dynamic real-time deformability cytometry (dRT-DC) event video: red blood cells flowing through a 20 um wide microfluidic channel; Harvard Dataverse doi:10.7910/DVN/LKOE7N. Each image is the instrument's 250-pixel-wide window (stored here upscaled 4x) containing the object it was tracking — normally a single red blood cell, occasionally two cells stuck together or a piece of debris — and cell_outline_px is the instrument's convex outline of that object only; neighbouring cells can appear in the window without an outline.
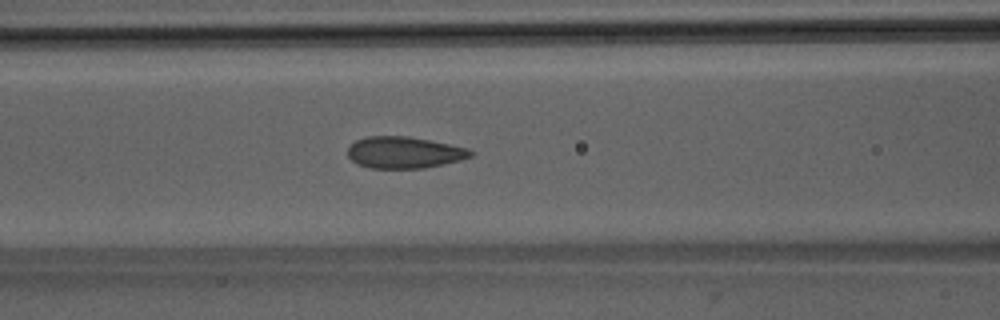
{"species": "Egyptian fruit bat (a non-hibernating species)", "species_latin": "Rousettus aegyptiacus", "temperature_condition": "room temperature", "stored_images_in_passage": 50, "camera_frame_rate_fps": 3000, "um_per_image_px": 0.085, "animal": {"sex": "male"}, "frame": {"image": 1, "passage_image": 21, "time_ms": 6.667, "image_size_px": [1000, 320], "cell_outline_px": [[476, 152], [472, 156], [460, 160], [424, 168], [372, 168], [356, 164], [348, 156], [348, 148], [356, 140], [368, 136], [408, 136], [468, 148]], "centroid_in_image_um": [34.36, 12.96], "position_along_channel_um": 132.2, "area_um2": 22.54}}
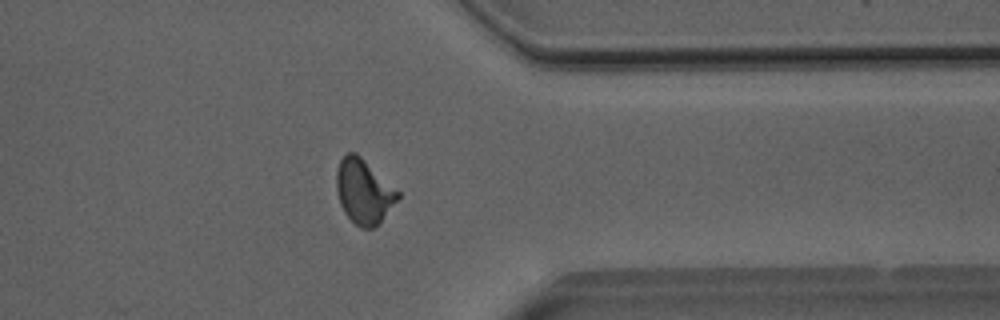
{"frame": {"image": 2, "passage_image": 40, "time_ms": 13.0, "image_size_px": [1000, 320], "cell_outline_px": [[400, 196], [380, 220], [372, 228], [360, 228], [344, 212], [340, 204], [336, 188], [336, 172], [340, 160], [348, 152], [356, 152], [400, 192]], "centroid_in_image_um": [30.89, 16.25], "position_along_channel_um": 380.5, "area_um2": 22.6}}
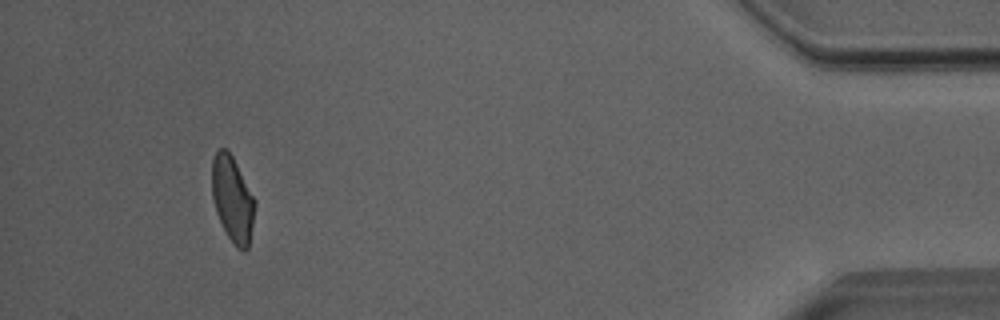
{"frame": {"image": 3, "passage_image": 47, "time_ms": 15.333, "image_size_px": [1000, 320], "cell_outline_px": [[256, 204], [248, 248], [244, 252], [236, 248], [228, 236], [216, 212], [212, 196], [212, 160], [216, 152], [220, 148], [228, 148], [256, 200]], "centroid_in_image_um": [19.77, 16.91], "position_along_channel_um": 415.4, "area_um2": 21.44}, "authors_computed_cell_mechanics": {"area_um2": 22.6865, "velocity_mm_per_s": 4.0388, "shape_relaxation_time_tau1_ms": 8.8238, "shape_relaxation_time_tau2_ms": 1.0139, "deformation_change_tau1": 0.1714, "deformation_change_tau2": 0.0553}}